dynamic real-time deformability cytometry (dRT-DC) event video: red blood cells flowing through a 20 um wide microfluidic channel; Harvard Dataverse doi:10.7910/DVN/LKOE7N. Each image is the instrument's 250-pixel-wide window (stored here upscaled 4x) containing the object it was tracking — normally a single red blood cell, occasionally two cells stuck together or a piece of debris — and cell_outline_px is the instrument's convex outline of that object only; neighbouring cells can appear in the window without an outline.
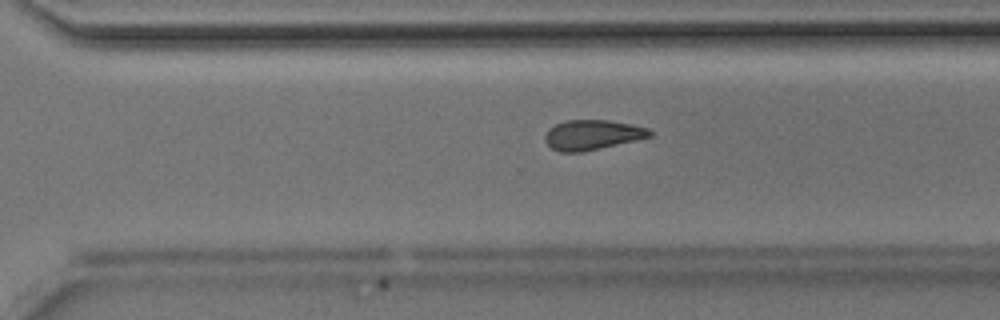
{"species": "Egyptian fruit bat (a non-hibernating species)", "species_latin": "Rousettus aegyptiacus", "temperature_condition": "room temperature", "stored_images_in_passage": 33, "camera_frame_rate_fps": 3000, "um_per_image_px": 0.085, "animal": {"sex": "male"}, "frame": {"image": 1, "passage_image": 28, "time_ms": 9.0, "image_size_px": [1000, 320], "cell_outline_px": [[652, 136], [636, 140], [600, 148], [580, 152], [560, 152], [552, 148], [544, 140], [544, 136], [548, 128], [564, 120], [608, 120], [632, 124], [648, 128], [652, 132]], "centroid_in_image_um": [50.33, 11.45], "position_along_channel_um": 320.3, "area_um2": 18.26}}